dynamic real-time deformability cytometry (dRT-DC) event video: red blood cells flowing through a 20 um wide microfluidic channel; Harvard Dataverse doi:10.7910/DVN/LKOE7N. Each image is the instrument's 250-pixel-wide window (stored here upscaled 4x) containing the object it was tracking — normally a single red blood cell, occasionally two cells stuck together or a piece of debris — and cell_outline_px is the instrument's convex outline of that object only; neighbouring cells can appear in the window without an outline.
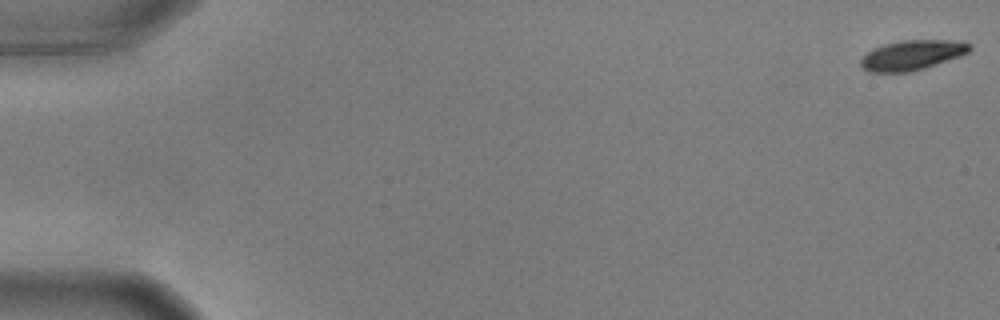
{"species": "common noctule bat (a hibernating species)", "species_latin": "Nyctalus noctula", "temperature_condition": "warm", "stored_images_in_passage": 18, "camera_frame_rate_fps": 3000, "um_per_image_px": 0.085, "animal": {"sex": "male", "body_mass_g": 17.9, "forearm_length_mm": 54.2}, "frame": {"image": 1, "passage_image": 1, "time_ms": 0.0, "image_size_px": [1000, 320], "cell_outline_px": [[972, 48], [968, 52], [960, 56], [924, 68], [908, 72], [868, 72], [860, 64], [860, 60], [868, 52], [884, 44], [900, 40], [948, 40], [972, 44]], "centroid_in_image_um": [77.53, 4.68], "position_along_channel_um": 7.5, "area_um2": 18.73}}
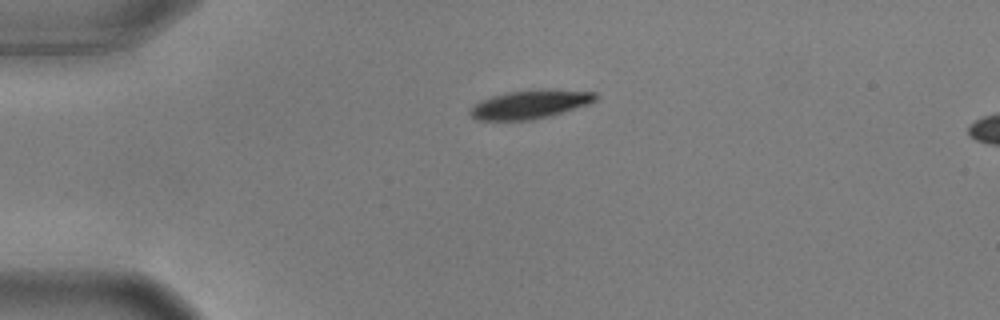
{"frame": {"image": 2, "passage_image": 14, "time_ms": 4.333, "image_size_px": [1000, 320], "cell_outline_px": [[600, 96], [596, 100], [588, 104], [552, 116], [528, 120], [476, 120], [468, 112], [480, 100], [492, 96], [508, 92], [596, 92]], "centroid_in_image_um": [45.01, 8.93], "position_along_channel_um": 40.0, "area_um2": 19.83}}